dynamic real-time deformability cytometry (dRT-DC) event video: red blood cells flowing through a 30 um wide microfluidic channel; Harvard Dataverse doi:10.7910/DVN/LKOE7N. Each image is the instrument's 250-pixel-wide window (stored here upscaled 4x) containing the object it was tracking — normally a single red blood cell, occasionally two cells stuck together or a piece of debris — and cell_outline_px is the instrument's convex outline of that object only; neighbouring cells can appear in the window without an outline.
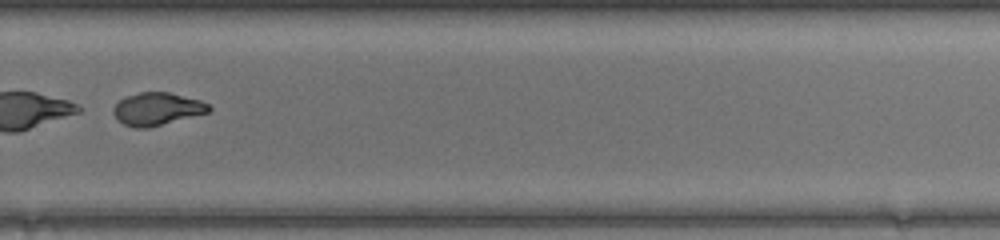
{"species": "common noctule bat (a hibernating species)", "species_latin": "Nyctalus noctula", "temperature_condition": "warm", "stored_images_in_passage": 43, "segment_of_instrument_passage": [2, 2], "camera_frame_rate_fps": 3000, "um_per_image_px": 0.085, "animal": {"sex": "female", "body_mass_g": 17.0, "forearm_length_mm": 48.0}, "frame": {"image": 1, "passage_image": 30, "time_ms": 9.667, "image_size_px": [1000, 240], "cell_outline_px": [[212, 108], [208, 112], [144, 128], [136, 128], [124, 124], [112, 112], [116, 104], [124, 96], [140, 92], [168, 92], [200, 100], [208, 104]], "centroid_in_image_um": [13.33, 9.23], "position_along_channel_um": 316.5, "area_um2": 17.69}}